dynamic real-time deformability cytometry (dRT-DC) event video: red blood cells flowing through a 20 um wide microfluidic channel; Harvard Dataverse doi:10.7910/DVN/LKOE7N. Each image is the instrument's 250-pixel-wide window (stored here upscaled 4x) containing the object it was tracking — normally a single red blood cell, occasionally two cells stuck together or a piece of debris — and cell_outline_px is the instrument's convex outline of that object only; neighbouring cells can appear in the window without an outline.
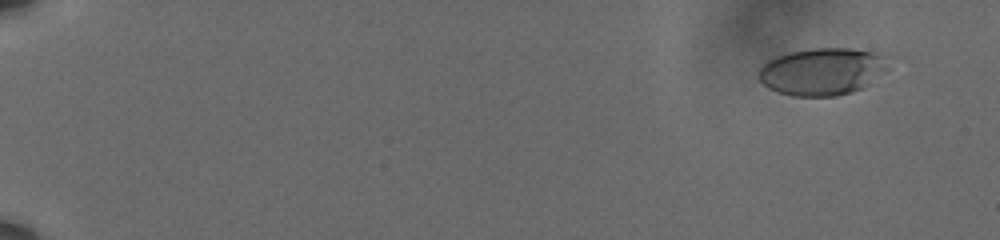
{"species": "human", "species_latin": "Homo sapiens", "temperature_condition": "cold", "stored_images_in_passage": 56, "camera_frame_rate_fps": 3000, "um_per_image_px": 0.085, "donor": {"sex": "male"}, "frame": {"image": 1, "passage_image": 4, "time_ms": 1.0, "image_size_px": [1000, 240], "cell_outline_px": [[896, 56], [888, 68], [884, 72], [864, 88], [852, 92], [836, 96], [792, 96], [768, 88], [756, 76], [756, 72], [768, 60], [776, 56], [792, 52], [812, 48], [852, 48], [892, 52]], "centroid_in_image_um": [70.05, 6.04], "position_along_channel_um": 15.0, "area_um2": 36.99}}
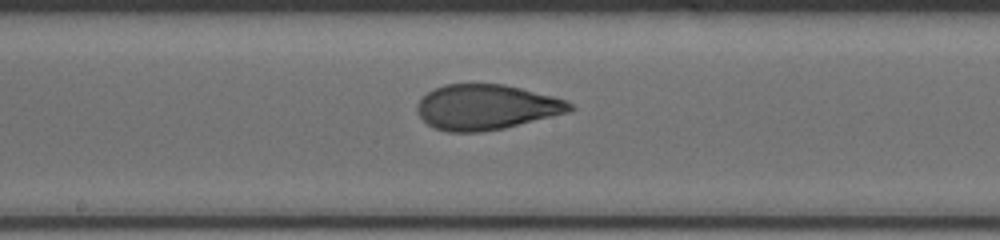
{"frame": {"image": 2, "passage_image": 33, "time_ms": 10.667, "image_size_px": [1000, 240], "cell_outline_px": [[576, 108], [572, 112], [504, 128], [480, 132], [448, 132], [436, 128], [428, 124], [416, 112], [416, 104], [428, 92], [444, 84], [504, 84], [568, 100]], "centroid_in_image_um": [41.37, 9.11], "position_along_channel_um": 206.8, "area_um2": 40.34}}
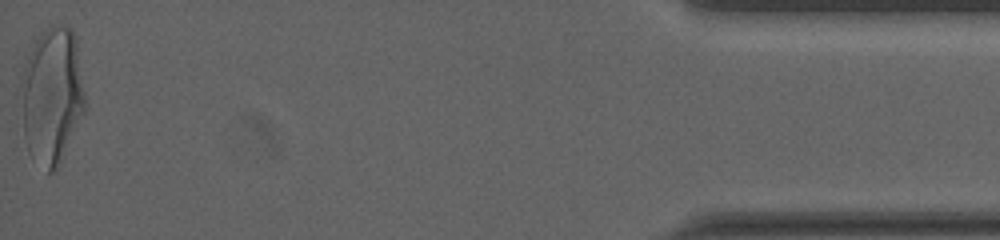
{"frame": {"image": 3, "passage_image": 56, "time_ms": 18.333, "image_size_px": [1000, 240], "cell_outline_px": [[84, 112], [60, 164], [52, 172], [48, 172], [28, 152], [24, 136], [24, 64], [40, 32], [52, 24], [60, 24], [72, 28], [76, 36], [84, 92]], "centroid_in_image_um": [4.46, 8.09], "position_along_channel_um": 430.7, "area_um2": 49.94}, "authors_computed_cell_mechanics": {"area_um2": 39.9109, "velocity_mm_per_s": 3.6134, "shape_relaxation_time_tau1_ms": 7.1291, "shape_relaxation_time_tau2_ms": 0.8459, "deformation_change_tau1": 0.2488, "deformation_change_tau2": 0.0736}}